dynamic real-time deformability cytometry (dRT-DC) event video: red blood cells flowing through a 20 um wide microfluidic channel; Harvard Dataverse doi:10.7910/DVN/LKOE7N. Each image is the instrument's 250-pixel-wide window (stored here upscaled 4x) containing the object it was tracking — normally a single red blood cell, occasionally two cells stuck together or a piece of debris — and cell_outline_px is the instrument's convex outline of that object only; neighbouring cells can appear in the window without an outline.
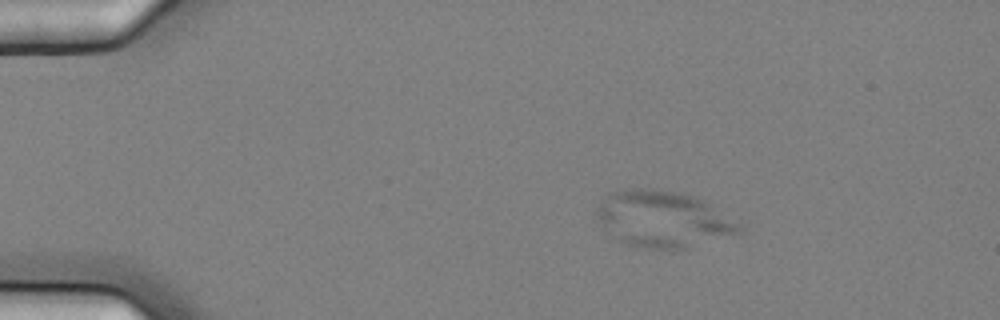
{"species": "common noctule bat (a hibernating species)", "species_latin": "Nyctalus noctula", "temperature_condition": "cold", "stored_images_in_passage": 7, "camera_frame_rate_fps": 3000, "um_per_image_px": 0.085, "animal": {"sex": "female", "body_mass_g": 25.1}, "frame": {"image": 1, "passage_image": 5, "time_ms": 1.333, "image_size_px": [1000, 320], "cell_outline_px": [[744, 228], [740, 232], [688, 248], [644, 248], [620, 244], [616, 240], [600, 220], [596, 212], [600, 200], [608, 192], [628, 188], [644, 188], [676, 192], [696, 196], [712, 204], [740, 224]], "centroid_in_image_um": [56.34, 18.61], "position_along_channel_um": 28.7, "area_um2": 46.76}}